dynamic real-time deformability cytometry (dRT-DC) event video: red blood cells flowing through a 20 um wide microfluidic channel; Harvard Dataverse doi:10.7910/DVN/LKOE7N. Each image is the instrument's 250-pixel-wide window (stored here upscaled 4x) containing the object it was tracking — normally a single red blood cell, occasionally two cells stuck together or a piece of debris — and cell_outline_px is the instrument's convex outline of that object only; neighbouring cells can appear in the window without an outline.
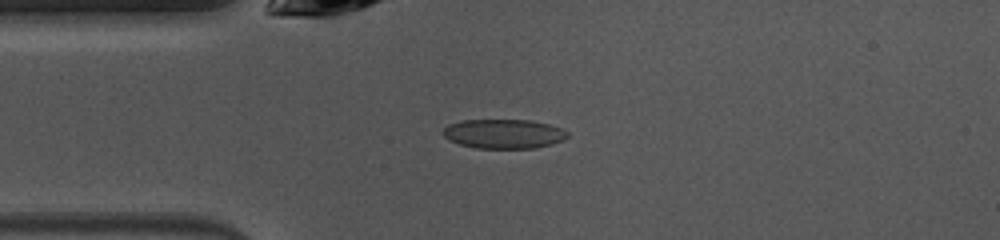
{"species": "common noctule bat (a hibernating species)", "species_latin": "Nyctalus noctula", "temperature_condition": "warm", "stored_images_in_passage": 38, "camera_frame_rate_fps": 3000, "um_per_image_px": 0.085, "animal": {"sex": "female", "body_mass_g": 10.0, "forearm_length_mm": 53.1}, "frame": {"image": 1, "passage_image": 1, "time_ms": 0.0, "image_size_px": [1000, 240], "cell_outline_px": [[568, 136], [564, 140], [552, 144], [532, 148], [476, 148], [460, 144], [444, 136], [444, 128], [448, 124], [464, 120], [528, 120], [548, 124], [560, 128], [568, 132]], "centroid_in_image_um": [42.84, 11.37], "position_along_channel_um": 42.2, "area_um2": 21.04}}
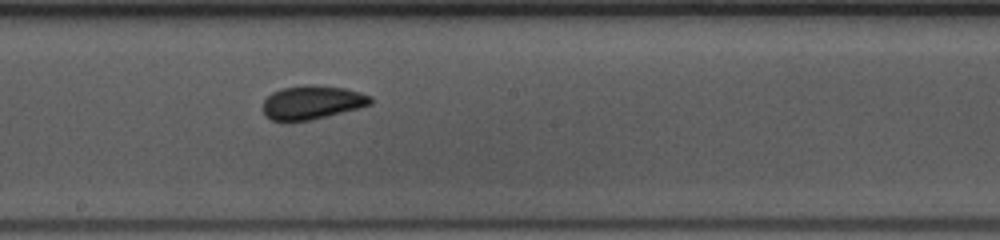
{"frame": {"image": 2, "passage_image": 15, "time_ms": 4.667, "image_size_px": [1000, 240], "cell_outline_px": [[372, 104], [312, 120], [272, 120], [264, 116], [264, 100], [272, 92], [280, 88], [344, 88], [360, 92], [372, 96]], "centroid_in_image_um": [26.53, 8.75], "position_along_channel_um": 221.7, "area_um2": 20.06}}
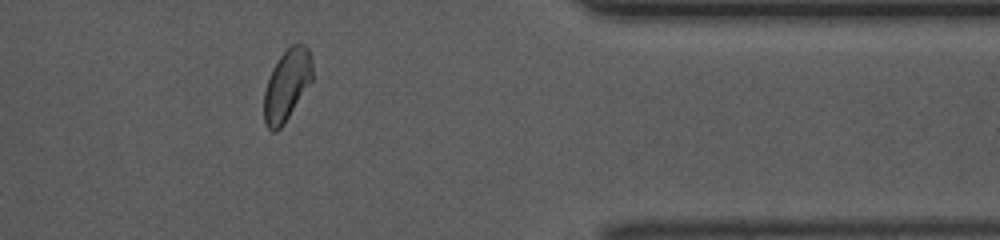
{"frame": {"image": 3, "passage_image": 29, "time_ms": 9.333, "image_size_px": [1000, 240], "cell_outline_px": [[312, 80], [284, 124], [276, 132], [272, 132], [268, 128], [264, 120], [264, 92], [272, 68], [280, 56], [292, 44], [300, 40], [308, 48], [312, 60]], "centroid_in_image_um": [24.39, 7.2], "position_along_channel_um": 387.0, "area_um2": 20.11}, "authors_computed_cell_mechanics": {"area_um2": 20.6346, "velocity_mm_per_s": 4.0267, "shape_relaxation_time_tau1_ms": 2.266, "shape_relaxation_time_tau2_ms": 1.7006, "deformation_change_tau1": 0.0786, "deformation_change_tau2": 0.0559}}